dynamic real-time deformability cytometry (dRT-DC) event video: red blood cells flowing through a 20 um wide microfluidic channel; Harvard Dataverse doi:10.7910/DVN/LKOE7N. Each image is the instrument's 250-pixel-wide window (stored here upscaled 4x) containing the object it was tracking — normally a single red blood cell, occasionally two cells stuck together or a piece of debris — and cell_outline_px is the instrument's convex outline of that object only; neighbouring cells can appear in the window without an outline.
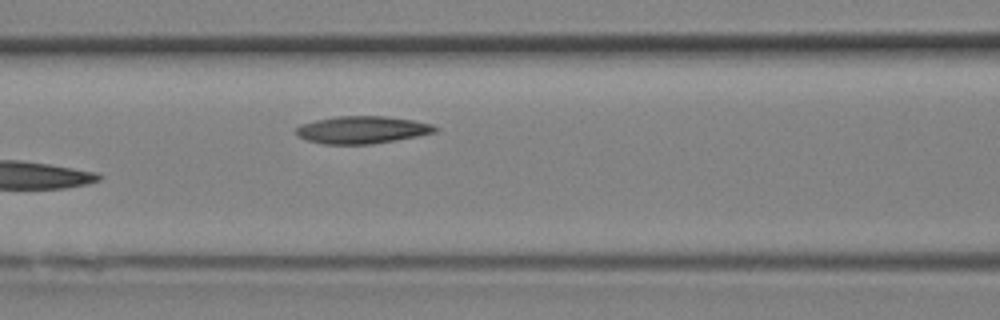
{"species": "Egyptian fruit bat (a non-hibernating species)", "species_latin": "Rousettus aegyptiacus", "temperature_condition": "room temperature", "stored_images_in_passage": 10, "camera_frame_rate_fps": 3000, "um_per_image_px": 0.085, "animal": {"sex": "female"}, "frame": {"image": 1, "passage_image": 10, "time_ms": 3.0, "image_size_px": [1000, 320], "cell_outline_px": [[440, 128], [436, 132], [416, 136], [372, 144], [324, 144], [308, 140], [296, 136], [296, 128], [300, 124], [316, 120], [336, 116], [384, 116], [412, 120], [432, 124]], "centroid_in_image_um": [30.77, 11.03], "position_along_channel_um": 135.8, "area_um2": 22.14}}